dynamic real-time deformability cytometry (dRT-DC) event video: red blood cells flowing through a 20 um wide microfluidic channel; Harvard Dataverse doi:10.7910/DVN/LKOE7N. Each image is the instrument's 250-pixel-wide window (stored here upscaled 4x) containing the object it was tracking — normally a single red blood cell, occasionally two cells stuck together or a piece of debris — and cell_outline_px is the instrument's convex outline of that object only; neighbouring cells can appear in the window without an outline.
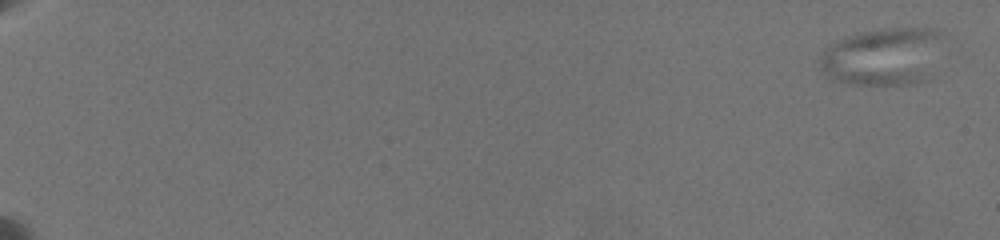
{"species": "common noctule bat (a hibernating species)", "species_latin": "Nyctalus noctula", "temperature_condition": "warm", "stored_images_in_passage": 29, "camera_frame_rate_fps": 3000, "um_per_image_px": 0.085, "animal": {"sex": "female", "body_mass_g": 19.5, "forearm_length_mm": 54.1}, "frame": {"image": 1, "passage_image": 1, "time_ms": 0.0, "image_size_px": [1000, 240], "cell_outline_px": [[948, 36], [928, 80], [912, 84], [844, 84], [828, 80], [816, 60], [836, 40], [844, 36], [860, 32], [884, 28], [940, 28]], "centroid_in_image_um": [75.12, 4.79], "position_along_channel_um": 9.9, "area_um2": 42.95}}
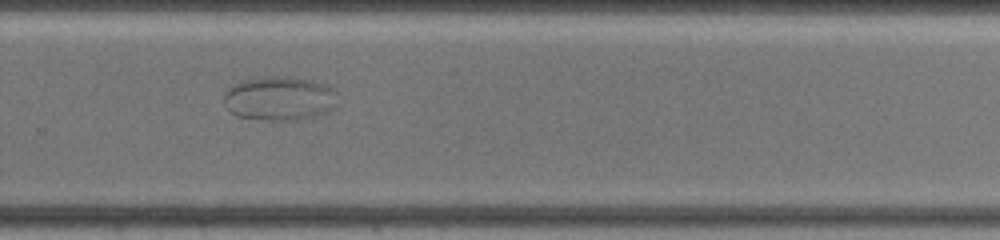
{"frame": {"image": 2, "passage_image": 24, "time_ms": 15.0, "image_size_px": [1000, 240], "cell_outline_px": [[336, 92], [328, 108], [324, 112], [316, 116], [296, 120], [268, 120], [236, 116], [228, 112], [224, 104], [224, 92], [228, 88], [244, 80], [272, 76], [284, 76], [308, 80], [332, 88]], "centroid_in_image_um": [23.63, 8.38], "position_along_channel_um": 306.2, "area_um2": 28.5}}
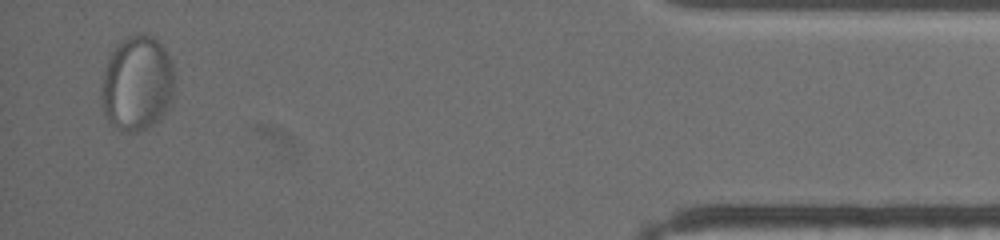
{"frame": {"image": 3, "passage_image": 29, "time_ms": 20.0, "image_size_px": [1000, 240], "cell_outline_px": [[172, 104], [160, 120], [148, 128], [136, 132], [120, 132], [112, 128], [104, 112], [100, 96], [104, 68], [108, 56], [128, 36], [140, 32], [144, 32], [152, 36], [164, 48], [172, 60]], "centroid_in_image_um": [11.64, 7.13], "position_along_channel_um": 423.6, "area_um2": 41.04}}